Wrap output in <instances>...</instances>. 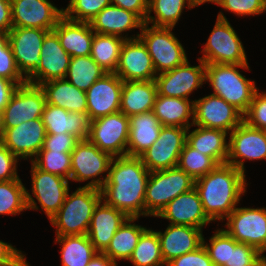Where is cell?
Here are the masks:
<instances>
[{
	"label": "cell",
	"mask_w": 266,
	"mask_h": 266,
	"mask_svg": "<svg viewBox=\"0 0 266 266\" xmlns=\"http://www.w3.org/2000/svg\"><path fill=\"white\" fill-rule=\"evenodd\" d=\"M137 219L129 217L116 231L109 246L103 252L115 263L122 259L129 260L141 234L147 229L135 223L131 224Z\"/></svg>",
	"instance_id": "cell-35"
},
{
	"label": "cell",
	"mask_w": 266,
	"mask_h": 266,
	"mask_svg": "<svg viewBox=\"0 0 266 266\" xmlns=\"http://www.w3.org/2000/svg\"><path fill=\"white\" fill-rule=\"evenodd\" d=\"M46 128L42 118L22 122L16 127L6 129L0 142L17 158L27 159L36 157L43 148Z\"/></svg>",
	"instance_id": "cell-20"
},
{
	"label": "cell",
	"mask_w": 266,
	"mask_h": 266,
	"mask_svg": "<svg viewBox=\"0 0 266 266\" xmlns=\"http://www.w3.org/2000/svg\"><path fill=\"white\" fill-rule=\"evenodd\" d=\"M144 21L135 13L120 8L116 5H108L100 11L90 22L95 33L114 35L125 40L135 39V36L122 37V33L133 28L142 29Z\"/></svg>",
	"instance_id": "cell-27"
},
{
	"label": "cell",
	"mask_w": 266,
	"mask_h": 266,
	"mask_svg": "<svg viewBox=\"0 0 266 266\" xmlns=\"http://www.w3.org/2000/svg\"><path fill=\"white\" fill-rule=\"evenodd\" d=\"M245 174L233 165H217L211 172L195 180L203 209L211 221L224 220L246 192Z\"/></svg>",
	"instance_id": "cell-2"
},
{
	"label": "cell",
	"mask_w": 266,
	"mask_h": 266,
	"mask_svg": "<svg viewBox=\"0 0 266 266\" xmlns=\"http://www.w3.org/2000/svg\"><path fill=\"white\" fill-rule=\"evenodd\" d=\"M12 28L11 0H0V32L9 33Z\"/></svg>",
	"instance_id": "cell-55"
},
{
	"label": "cell",
	"mask_w": 266,
	"mask_h": 266,
	"mask_svg": "<svg viewBox=\"0 0 266 266\" xmlns=\"http://www.w3.org/2000/svg\"><path fill=\"white\" fill-rule=\"evenodd\" d=\"M220 6L238 16H254L264 12V0H224Z\"/></svg>",
	"instance_id": "cell-48"
},
{
	"label": "cell",
	"mask_w": 266,
	"mask_h": 266,
	"mask_svg": "<svg viewBox=\"0 0 266 266\" xmlns=\"http://www.w3.org/2000/svg\"><path fill=\"white\" fill-rule=\"evenodd\" d=\"M115 73L123 81L155 80L157 73L152 58L139 37L123 42Z\"/></svg>",
	"instance_id": "cell-18"
},
{
	"label": "cell",
	"mask_w": 266,
	"mask_h": 266,
	"mask_svg": "<svg viewBox=\"0 0 266 266\" xmlns=\"http://www.w3.org/2000/svg\"><path fill=\"white\" fill-rule=\"evenodd\" d=\"M202 52L199 59L205 64H248L243 44L222 12Z\"/></svg>",
	"instance_id": "cell-7"
},
{
	"label": "cell",
	"mask_w": 266,
	"mask_h": 266,
	"mask_svg": "<svg viewBox=\"0 0 266 266\" xmlns=\"http://www.w3.org/2000/svg\"><path fill=\"white\" fill-rule=\"evenodd\" d=\"M153 113L162 126L190 128L194 121V101L156 95ZM192 122L189 123V119Z\"/></svg>",
	"instance_id": "cell-31"
},
{
	"label": "cell",
	"mask_w": 266,
	"mask_h": 266,
	"mask_svg": "<svg viewBox=\"0 0 266 266\" xmlns=\"http://www.w3.org/2000/svg\"><path fill=\"white\" fill-rule=\"evenodd\" d=\"M238 68L249 70L248 64H206L205 80L210 82L213 95L221 97L244 115L258 88L255 81L245 78Z\"/></svg>",
	"instance_id": "cell-3"
},
{
	"label": "cell",
	"mask_w": 266,
	"mask_h": 266,
	"mask_svg": "<svg viewBox=\"0 0 266 266\" xmlns=\"http://www.w3.org/2000/svg\"><path fill=\"white\" fill-rule=\"evenodd\" d=\"M243 122V114L221 97L210 94L194 100V126L229 133Z\"/></svg>",
	"instance_id": "cell-14"
},
{
	"label": "cell",
	"mask_w": 266,
	"mask_h": 266,
	"mask_svg": "<svg viewBox=\"0 0 266 266\" xmlns=\"http://www.w3.org/2000/svg\"><path fill=\"white\" fill-rule=\"evenodd\" d=\"M101 203L102 201L94 209L87 236L95 250L103 253L116 231L129 217L113 206Z\"/></svg>",
	"instance_id": "cell-25"
},
{
	"label": "cell",
	"mask_w": 266,
	"mask_h": 266,
	"mask_svg": "<svg viewBox=\"0 0 266 266\" xmlns=\"http://www.w3.org/2000/svg\"><path fill=\"white\" fill-rule=\"evenodd\" d=\"M8 42V33L0 32V49Z\"/></svg>",
	"instance_id": "cell-58"
},
{
	"label": "cell",
	"mask_w": 266,
	"mask_h": 266,
	"mask_svg": "<svg viewBox=\"0 0 266 266\" xmlns=\"http://www.w3.org/2000/svg\"><path fill=\"white\" fill-rule=\"evenodd\" d=\"M71 56L60 45L57 34L50 31L44 38L37 68L26 78V82L38 85L54 80L65 79Z\"/></svg>",
	"instance_id": "cell-16"
},
{
	"label": "cell",
	"mask_w": 266,
	"mask_h": 266,
	"mask_svg": "<svg viewBox=\"0 0 266 266\" xmlns=\"http://www.w3.org/2000/svg\"><path fill=\"white\" fill-rule=\"evenodd\" d=\"M157 217L168 219L170 224L199 229L211 222L204 212L202 202L195 188L178 195L170 201Z\"/></svg>",
	"instance_id": "cell-23"
},
{
	"label": "cell",
	"mask_w": 266,
	"mask_h": 266,
	"mask_svg": "<svg viewBox=\"0 0 266 266\" xmlns=\"http://www.w3.org/2000/svg\"><path fill=\"white\" fill-rule=\"evenodd\" d=\"M40 170L70 179L71 152L39 151L31 160Z\"/></svg>",
	"instance_id": "cell-42"
},
{
	"label": "cell",
	"mask_w": 266,
	"mask_h": 266,
	"mask_svg": "<svg viewBox=\"0 0 266 266\" xmlns=\"http://www.w3.org/2000/svg\"><path fill=\"white\" fill-rule=\"evenodd\" d=\"M225 219L224 230L237 242L266 251V208L236 207Z\"/></svg>",
	"instance_id": "cell-10"
},
{
	"label": "cell",
	"mask_w": 266,
	"mask_h": 266,
	"mask_svg": "<svg viewBox=\"0 0 266 266\" xmlns=\"http://www.w3.org/2000/svg\"><path fill=\"white\" fill-rule=\"evenodd\" d=\"M11 12L13 27L49 31L63 17V8L58 9L48 0H11Z\"/></svg>",
	"instance_id": "cell-19"
},
{
	"label": "cell",
	"mask_w": 266,
	"mask_h": 266,
	"mask_svg": "<svg viewBox=\"0 0 266 266\" xmlns=\"http://www.w3.org/2000/svg\"><path fill=\"white\" fill-rule=\"evenodd\" d=\"M62 245V266H87L97 253L87 234L56 236Z\"/></svg>",
	"instance_id": "cell-36"
},
{
	"label": "cell",
	"mask_w": 266,
	"mask_h": 266,
	"mask_svg": "<svg viewBox=\"0 0 266 266\" xmlns=\"http://www.w3.org/2000/svg\"><path fill=\"white\" fill-rule=\"evenodd\" d=\"M223 1L224 0H192V3H193L194 7L199 6V5H201V4L205 3V2L215 3V4L220 6Z\"/></svg>",
	"instance_id": "cell-57"
},
{
	"label": "cell",
	"mask_w": 266,
	"mask_h": 266,
	"mask_svg": "<svg viewBox=\"0 0 266 266\" xmlns=\"http://www.w3.org/2000/svg\"><path fill=\"white\" fill-rule=\"evenodd\" d=\"M173 27H149L144 23L140 34H137L146 45L158 74L170 71L186 60L184 47L171 32Z\"/></svg>",
	"instance_id": "cell-6"
},
{
	"label": "cell",
	"mask_w": 266,
	"mask_h": 266,
	"mask_svg": "<svg viewBox=\"0 0 266 266\" xmlns=\"http://www.w3.org/2000/svg\"><path fill=\"white\" fill-rule=\"evenodd\" d=\"M129 117L121 111L91 121L88 140L112 157L127 155Z\"/></svg>",
	"instance_id": "cell-9"
},
{
	"label": "cell",
	"mask_w": 266,
	"mask_h": 266,
	"mask_svg": "<svg viewBox=\"0 0 266 266\" xmlns=\"http://www.w3.org/2000/svg\"><path fill=\"white\" fill-rule=\"evenodd\" d=\"M218 164L199 150L185 143L179 157L178 167L197 180L211 172Z\"/></svg>",
	"instance_id": "cell-41"
},
{
	"label": "cell",
	"mask_w": 266,
	"mask_h": 266,
	"mask_svg": "<svg viewBox=\"0 0 266 266\" xmlns=\"http://www.w3.org/2000/svg\"><path fill=\"white\" fill-rule=\"evenodd\" d=\"M87 266H117L107 255L97 252Z\"/></svg>",
	"instance_id": "cell-56"
},
{
	"label": "cell",
	"mask_w": 266,
	"mask_h": 266,
	"mask_svg": "<svg viewBox=\"0 0 266 266\" xmlns=\"http://www.w3.org/2000/svg\"><path fill=\"white\" fill-rule=\"evenodd\" d=\"M80 140L72 134H47L40 151L72 152Z\"/></svg>",
	"instance_id": "cell-49"
},
{
	"label": "cell",
	"mask_w": 266,
	"mask_h": 266,
	"mask_svg": "<svg viewBox=\"0 0 266 266\" xmlns=\"http://www.w3.org/2000/svg\"><path fill=\"white\" fill-rule=\"evenodd\" d=\"M3 134V117H2V110H0V138Z\"/></svg>",
	"instance_id": "cell-59"
},
{
	"label": "cell",
	"mask_w": 266,
	"mask_h": 266,
	"mask_svg": "<svg viewBox=\"0 0 266 266\" xmlns=\"http://www.w3.org/2000/svg\"><path fill=\"white\" fill-rule=\"evenodd\" d=\"M266 11V0H264V12Z\"/></svg>",
	"instance_id": "cell-60"
},
{
	"label": "cell",
	"mask_w": 266,
	"mask_h": 266,
	"mask_svg": "<svg viewBox=\"0 0 266 266\" xmlns=\"http://www.w3.org/2000/svg\"><path fill=\"white\" fill-rule=\"evenodd\" d=\"M48 104L61 107L68 112L87 113L86 93L72 85L67 79H54L40 85Z\"/></svg>",
	"instance_id": "cell-32"
},
{
	"label": "cell",
	"mask_w": 266,
	"mask_h": 266,
	"mask_svg": "<svg viewBox=\"0 0 266 266\" xmlns=\"http://www.w3.org/2000/svg\"><path fill=\"white\" fill-rule=\"evenodd\" d=\"M161 128L153 111L130 116L127 155L139 157L158 139Z\"/></svg>",
	"instance_id": "cell-29"
},
{
	"label": "cell",
	"mask_w": 266,
	"mask_h": 266,
	"mask_svg": "<svg viewBox=\"0 0 266 266\" xmlns=\"http://www.w3.org/2000/svg\"><path fill=\"white\" fill-rule=\"evenodd\" d=\"M110 2L137 14L145 22L148 15V0H110Z\"/></svg>",
	"instance_id": "cell-53"
},
{
	"label": "cell",
	"mask_w": 266,
	"mask_h": 266,
	"mask_svg": "<svg viewBox=\"0 0 266 266\" xmlns=\"http://www.w3.org/2000/svg\"><path fill=\"white\" fill-rule=\"evenodd\" d=\"M106 73L90 55L78 56L71 57L66 78L69 76L67 81L86 92L94 82L102 78Z\"/></svg>",
	"instance_id": "cell-39"
},
{
	"label": "cell",
	"mask_w": 266,
	"mask_h": 266,
	"mask_svg": "<svg viewBox=\"0 0 266 266\" xmlns=\"http://www.w3.org/2000/svg\"><path fill=\"white\" fill-rule=\"evenodd\" d=\"M18 158L0 142V181L19 179L17 175Z\"/></svg>",
	"instance_id": "cell-51"
},
{
	"label": "cell",
	"mask_w": 266,
	"mask_h": 266,
	"mask_svg": "<svg viewBox=\"0 0 266 266\" xmlns=\"http://www.w3.org/2000/svg\"><path fill=\"white\" fill-rule=\"evenodd\" d=\"M229 135L227 164L245 174L244 159H266V135L263 130L243 121Z\"/></svg>",
	"instance_id": "cell-13"
},
{
	"label": "cell",
	"mask_w": 266,
	"mask_h": 266,
	"mask_svg": "<svg viewBox=\"0 0 266 266\" xmlns=\"http://www.w3.org/2000/svg\"><path fill=\"white\" fill-rule=\"evenodd\" d=\"M157 235L165 264L203 245L202 229L196 227L169 224L164 233L158 231Z\"/></svg>",
	"instance_id": "cell-24"
},
{
	"label": "cell",
	"mask_w": 266,
	"mask_h": 266,
	"mask_svg": "<svg viewBox=\"0 0 266 266\" xmlns=\"http://www.w3.org/2000/svg\"><path fill=\"white\" fill-rule=\"evenodd\" d=\"M46 103L45 93L40 86L27 82L19 85L2 111L3 132L22 122L41 118Z\"/></svg>",
	"instance_id": "cell-12"
},
{
	"label": "cell",
	"mask_w": 266,
	"mask_h": 266,
	"mask_svg": "<svg viewBox=\"0 0 266 266\" xmlns=\"http://www.w3.org/2000/svg\"><path fill=\"white\" fill-rule=\"evenodd\" d=\"M186 3L188 9L194 8L192 0H148V15L144 23H152L154 27L174 28ZM152 11L155 13L154 17L150 16Z\"/></svg>",
	"instance_id": "cell-38"
},
{
	"label": "cell",
	"mask_w": 266,
	"mask_h": 266,
	"mask_svg": "<svg viewBox=\"0 0 266 266\" xmlns=\"http://www.w3.org/2000/svg\"><path fill=\"white\" fill-rule=\"evenodd\" d=\"M124 41L118 36L94 33L90 56L107 73H115Z\"/></svg>",
	"instance_id": "cell-37"
},
{
	"label": "cell",
	"mask_w": 266,
	"mask_h": 266,
	"mask_svg": "<svg viewBox=\"0 0 266 266\" xmlns=\"http://www.w3.org/2000/svg\"><path fill=\"white\" fill-rule=\"evenodd\" d=\"M26 209L38 210V206L21 179L0 181V214L16 215Z\"/></svg>",
	"instance_id": "cell-34"
},
{
	"label": "cell",
	"mask_w": 266,
	"mask_h": 266,
	"mask_svg": "<svg viewBox=\"0 0 266 266\" xmlns=\"http://www.w3.org/2000/svg\"><path fill=\"white\" fill-rule=\"evenodd\" d=\"M53 31L57 34L60 45L71 57L91 54V44L95 32L90 23L72 21L63 16Z\"/></svg>",
	"instance_id": "cell-28"
},
{
	"label": "cell",
	"mask_w": 266,
	"mask_h": 266,
	"mask_svg": "<svg viewBox=\"0 0 266 266\" xmlns=\"http://www.w3.org/2000/svg\"><path fill=\"white\" fill-rule=\"evenodd\" d=\"M123 80L116 73H106L86 93L87 113L91 121L120 111Z\"/></svg>",
	"instance_id": "cell-21"
},
{
	"label": "cell",
	"mask_w": 266,
	"mask_h": 266,
	"mask_svg": "<svg viewBox=\"0 0 266 266\" xmlns=\"http://www.w3.org/2000/svg\"><path fill=\"white\" fill-rule=\"evenodd\" d=\"M258 91L255 92L247 112L243 115V121L263 130L266 127V93H258Z\"/></svg>",
	"instance_id": "cell-46"
},
{
	"label": "cell",
	"mask_w": 266,
	"mask_h": 266,
	"mask_svg": "<svg viewBox=\"0 0 266 266\" xmlns=\"http://www.w3.org/2000/svg\"><path fill=\"white\" fill-rule=\"evenodd\" d=\"M110 4V0H70L67 8L63 9V16L72 21L90 23L100 11Z\"/></svg>",
	"instance_id": "cell-43"
},
{
	"label": "cell",
	"mask_w": 266,
	"mask_h": 266,
	"mask_svg": "<svg viewBox=\"0 0 266 266\" xmlns=\"http://www.w3.org/2000/svg\"><path fill=\"white\" fill-rule=\"evenodd\" d=\"M166 266H214L206 248L202 245L193 252L183 254L166 264Z\"/></svg>",
	"instance_id": "cell-50"
},
{
	"label": "cell",
	"mask_w": 266,
	"mask_h": 266,
	"mask_svg": "<svg viewBox=\"0 0 266 266\" xmlns=\"http://www.w3.org/2000/svg\"><path fill=\"white\" fill-rule=\"evenodd\" d=\"M42 121L47 134H72L79 140H87L91 119L88 113L68 112L67 110L46 103Z\"/></svg>",
	"instance_id": "cell-26"
},
{
	"label": "cell",
	"mask_w": 266,
	"mask_h": 266,
	"mask_svg": "<svg viewBox=\"0 0 266 266\" xmlns=\"http://www.w3.org/2000/svg\"><path fill=\"white\" fill-rule=\"evenodd\" d=\"M112 159L110 154L101 151L88 139L80 140L71 152L70 180L81 182L92 178L84 187L101 189L107 180ZM104 172L107 174L103 179L98 177Z\"/></svg>",
	"instance_id": "cell-8"
},
{
	"label": "cell",
	"mask_w": 266,
	"mask_h": 266,
	"mask_svg": "<svg viewBox=\"0 0 266 266\" xmlns=\"http://www.w3.org/2000/svg\"><path fill=\"white\" fill-rule=\"evenodd\" d=\"M24 256L11 244L0 240V266H29Z\"/></svg>",
	"instance_id": "cell-52"
},
{
	"label": "cell",
	"mask_w": 266,
	"mask_h": 266,
	"mask_svg": "<svg viewBox=\"0 0 266 266\" xmlns=\"http://www.w3.org/2000/svg\"><path fill=\"white\" fill-rule=\"evenodd\" d=\"M102 201L101 190L79 187L69 195L58 212L49 220L56 227V236L87 234L95 207Z\"/></svg>",
	"instance_id": "cell-4"
},
{
	"label": "cell",
	"mask_w": 266,
	"mask_h": 266,
	"mask_svg": "<svg viewBox=\"0 0 266 266\" xmlns=\"http://www.w3.org/2000/svg\"><path fill=\"white\" fill-rule=\"evenodd\" d=\"M187 130V143L194 149L210 156L218 165L227 162V132L220 129L199 127L191 133Z\"/></svg>",
	"instance_id": "cell-33"
},
{
	"label": "cell",
	"mask_w": 266,
	"mask_h": 266,
	"mask_svg": "<svg viewBox=\"0 0 266 266\" xmlns=\"http://www.w3.org/2000/svg\"><path fill=\"white\" fill-rule=\"evenodd\" d=\"M128 261L132 262L134 266L166 265L161 254L157 231L146 229L141 234L138 244Z\"/></svg>",
	"instance_id": "cell-40"
},
{
	"label": "cell",
	"mask_w": 266,
	"mask_h": 266,
	"mask_svg": "<svg viewBox=\"0 0 266 266\" xmlns=\"http://www.w3.org/2000/svg\"><path fill=\"white\" fill-rule=\"evenodd\" d=\"M210 245L205 244L203 237V246L206 248L214 266H224L229 264L230 256V235L224 230H217L209 239Z\"/></svg>",
	"instance_id": "cell-45"
},
{
	"label": "cell",
	"mask_w": 266,
	"mask_h": 266,
	"mask_svg": "<svg viewBox=\"0 0 266 266\" xmlns=\"http://www.w3.org/2000/svg\"><path fill=\"white\" fill-rule=\"evenodd\" d=\"M49 30L39 28L13 27L8 33L17 67L27 78L40 62V50Z\"/></svg>",
	"instance_id": "cell-17"
},
{
	"label": "cell",
	"mask_w": 266,
	"mask_h": 266,
	"mask_svg": "<svg viewBox=\"0 0 266 266\" xmlns=\"http://www.w3.org/2000/svg\"><path fill=\"white\" fill-rule=\"evenodd\" d=\"M150 171L140 157H113L107 180L101 190L102 201L128 217L145 216V191Z\"/></svg>",
	"instance_id": "cell-1"
},
{
	"label": "cell",
	"mask_w": 266,
	"mask_h": 266,
	"mask_svg": "<svg viewBox=\"0 0 266 266\" xmlns=\"http://www.w3.org/2000/svg\"><path fill=\"white\" fill-rule=\"evenodd\" d=\"M195 180L178 166L150 172L145 191V216L157 217L178 195L194 188Z\"/></svg>",
	"instance_id": "cell-5"
},
{
	"label": "cell",
	"mask_w": 266,
	"mask_h": 266,
	"mask_svg": "<svg viewBox=\"0 0 266 266\" xmlns=\"http://www.w3.org/2000/svg\"><path fill=\"white\" fill-rule=\"evenodd\" d=\"M187 130L162 126L158 139L139 156L145 167L150 172L177 167L180 153L187 142Z\"/></svg>",
	"instance_id": "cell-11"
},
{
	"label": "cell",
	"mask_w": 266,
	"mask_h": 266,
	"mask_svg": "<svg viewBox=\"0 0 266 266\" xmlns=\"http://www.w3.org/2000/svg\"><path fill=\"white\" fill-rule=\"evenodd\" d=\"M22 84L25 83H15L0 77V110H4L16 89Z\"/></svg>",
	"instance_id": "cell-54"
},
{
	"label": "cell",
	"mask_w": 266,
	"mask_h": 266,
	"mask_svg": "<svg viewBox=\"0 0 266 266\" xmlns=\"http://www.w3.org/2000/svg\"><path fill=\"white\" fill-rule=\"evenodd\" d=\"M224 266H266V257L256 248L230 236L229 264Z\"/></svg>",
	"instance_id": "cell-44"
},
{
	"label": "cell",
	"mask_w": 266,
	"mask_h": 266,
	"mask_svg": "<svg viewBox=\"0 0 266 266\" xmlns=\"http://www.w3.org/2000/svg\"><path fill=\"white\" fill-rule=\"evenodd\" d=\"M156 95L155 80L123 81L120 111L127 117L153 111Z\"/></svg>",
	"instance_id": "cell-30"
},
{
	"label": "cell",
	"mask_w": 266,
	"mask_h": 266,
	"mask_svg": "<svg viewBox=\"0 0 266 266\" xmlns=\"http://www.w3.org/2000/svg\"><path fill=\"white\" fill-rule=\"evenodd\" d=\"M200 65L190 66L188 59L178 67L155 77L157 95L189 99L188 96L203 85L206 64L198 58Z\"/></svg>",
	"instance_id": "cell-15"
},
{
	"label": "cell",
	"mask_w": 266,
	"mask_h": 266,
	"mask_svg": "<svg viewBox=\"0 0 266 266\" xmlns=\"http://www.w3.org/2000/svg\"><path fill=\"white\" fill-rule=\"evenodd\" d=\"M31 176L32 194L50 219L64 203L69 191V181L62 176L38 169L33 163Z\"/></svg>",
	"instance_id": "cell-22"
},
{
	"label": "cell",
	"mask_w": 266,
	"mask_h": 266,
	"mask_svg": "<svg viewBox=\"0 0 266 266\" xmlns=\"http://www.w3.org/2000/svg\"><path fill=\"white\" fill-rule=\"evenodd\" d=\"M0 77L15 83H26L19 71L9 41L0 49Z\"/></svg>",
	"instance_id": "cell-47"
}]
</instances>
